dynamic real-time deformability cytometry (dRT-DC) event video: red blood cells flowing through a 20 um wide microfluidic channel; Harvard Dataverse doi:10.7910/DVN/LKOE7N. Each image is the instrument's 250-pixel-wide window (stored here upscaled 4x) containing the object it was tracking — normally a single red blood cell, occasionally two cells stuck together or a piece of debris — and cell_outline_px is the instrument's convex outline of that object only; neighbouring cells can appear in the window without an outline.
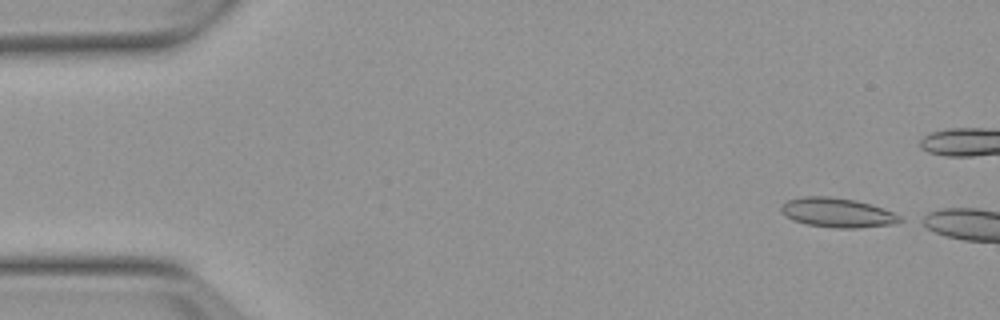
{"species": "Egyptian fruit bat (a non-hibernating species)", "species_latin": "Rousettus aegyptiacus", "temperature_condition": "warm", "stored_images_in_passage": 9, "camera_frame_rate_fps": 3000, "um_per_image_px": 0.085, "animal": {"sex": "female"}, "frame": {"image": 1, "passage_image": 2, "time_ms": 0.333, "image_size_px": [1000, 320], "cell_outline_px": [[904, 220], [896, 224], [860, 228], [836, 228], [808, 224], [792, 220], [780, 212], [780, 204], [788, 200], [804, 196], [828, 196], [856, 200], [872, 204], [884, 208], [900, 216]], "centroid_in_image_um": [71.19, 18.07], "position_along_channel_um": 13.8, "area_um2": 20.63}}